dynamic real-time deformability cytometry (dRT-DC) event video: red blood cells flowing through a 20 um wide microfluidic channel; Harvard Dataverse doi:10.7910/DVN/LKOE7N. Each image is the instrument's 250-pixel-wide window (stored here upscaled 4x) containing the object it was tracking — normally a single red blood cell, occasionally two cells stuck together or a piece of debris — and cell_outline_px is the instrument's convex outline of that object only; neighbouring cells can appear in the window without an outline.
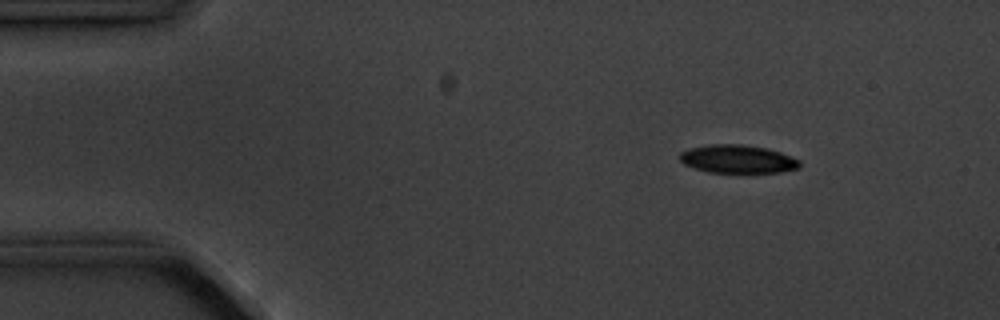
{"species": "common noctule bat (a hibernating species)", "species_latin": "Nyctalus noctula", "temperature_condition": "cold", "stored_images_in_passage": 9, "camera_frame_rate_fps": 3000, "um_per_image_px": 0.085, "animal": {"sex": "male", "body_mass_g": 20.1, "forearm_length_mm": 53.5}, "frame": {"image": 1, "passage_image": 1, "time_ms": 0.0, "image_size_px": [1000, 320], "cell_outline_px": [[800, 168], [780, 172], [708, 172], [684, 164], [680, 160], [680, 152], [688, 148], [708, 144], [744, 144], [764, 148], [780, 152], [800, 160]], "centroid_in_image_um": [62.69, 13.51], "position_along_channel_um": 22.3, "area_um2": 19.65}}
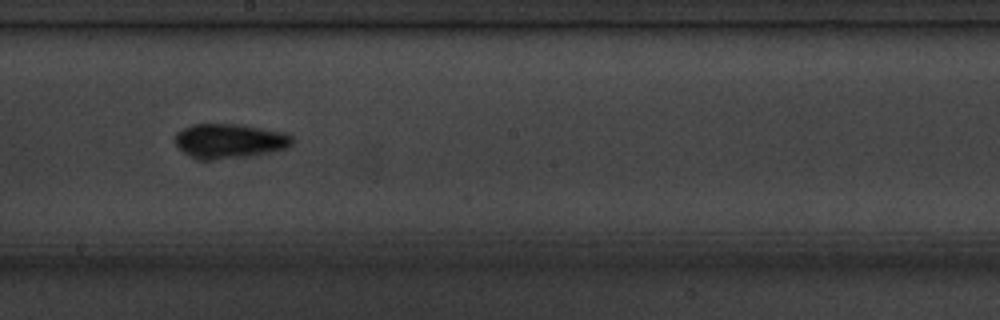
{"frame": {"image": 2, "passage_image": 7, "time_ms": 7.667, "image_size_px": [1000, 320], "cell_outline_px": [[296, 140], [288, 148], [272, 152], [252, 156], [208, 160], [200, 160], [184, 152], [172, 140], [172, 136], [180, 128], [192, 124], [240, 124], [284, 132], [292, 136]], "centroid_in_image_um": [19.5, 11.98], "position_along_channel_um": 228.7, "area_um2": 24.1}}